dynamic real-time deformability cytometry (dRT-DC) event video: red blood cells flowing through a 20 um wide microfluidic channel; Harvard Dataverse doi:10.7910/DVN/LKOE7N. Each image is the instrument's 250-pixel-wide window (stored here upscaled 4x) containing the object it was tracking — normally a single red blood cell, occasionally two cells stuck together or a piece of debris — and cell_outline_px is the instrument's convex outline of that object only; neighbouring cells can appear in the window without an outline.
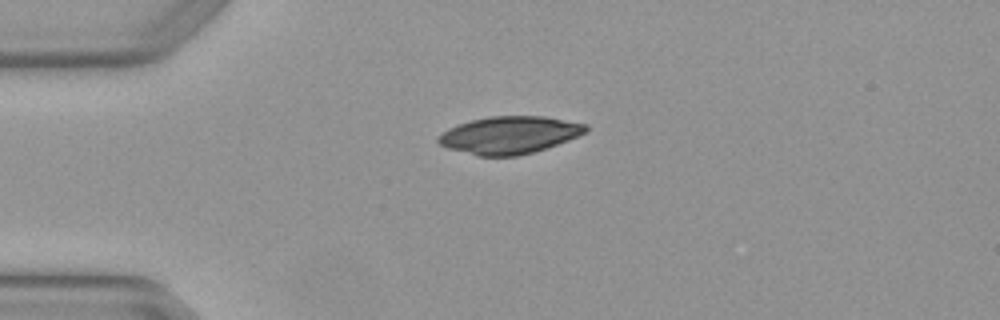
{"species": "Egyptian fruit bat (a non-hibernating species)", "species_latin": "Rousettus aegyptiacus", "temperature_condition": "warm", "stored_images_in_passage": 2, "camera_frame_rate_fps": 3000, "um_per_image_px": 0.085, "animal": {"sex": "female"}, "frame": {"image": 1, "passage_image": 2, "time_ms": 0.333, "image_size_px": [1000, 320], "cell_outline_px": [[588, 128], [584, 132], [568, 140], [532, 152], [516, 156], [476, 156], [448, 148], [440, 144], [436, 140], [436, 136], [448, 128], [472, 120], [488, 116], [544, 116], [588, 124]], "centroid_in_image_um": [43.25, 11.47], "position_along_channel_um": 41.7, "area_um2": 31.96}}